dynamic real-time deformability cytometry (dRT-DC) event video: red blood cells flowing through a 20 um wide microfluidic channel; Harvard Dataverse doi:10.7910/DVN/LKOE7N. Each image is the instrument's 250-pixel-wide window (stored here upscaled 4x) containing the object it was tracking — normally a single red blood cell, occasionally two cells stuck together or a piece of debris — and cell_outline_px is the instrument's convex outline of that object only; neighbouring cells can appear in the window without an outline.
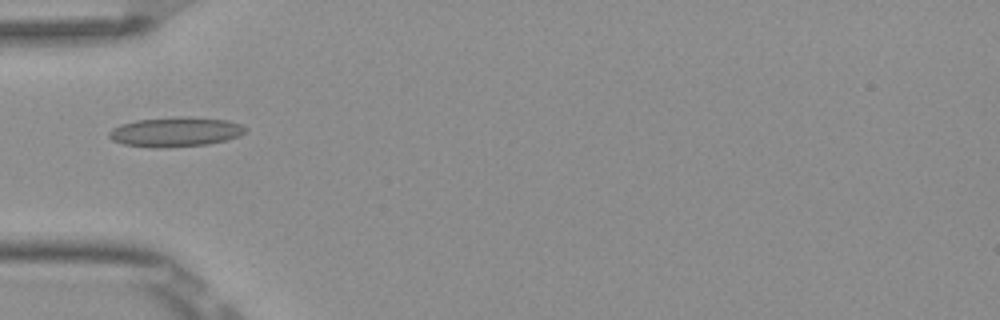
{"species": "Egyptian fruit bat (a non-hibernating species)", "species_latin": "Rousettus aegyptiacus", "temperature_condition": "room temperature", "stored_images_in_passage": 5, "camera_frame_rate_fps": 3000, "um_per_image_px": 0.085, "frame": {"image": 1, "passage_image": 5, "time_ms": 1.333, "image_size_px": [1000, 320], "cell_outline_px": [[248, 128], [240, 136], [228, 140], [208, 144], [164, 148], [148, 148], [124, 144], [112, 140], [108, 136], [108, 132], [112, 128], [120, 124], [136, 120], [180, 116], [188, 116], [228, 120], [240, 124]], "centroid_in_image_um": [14.91, 11.21], "position_along_channel_um": 70.1, "area_um2": 23.93}}